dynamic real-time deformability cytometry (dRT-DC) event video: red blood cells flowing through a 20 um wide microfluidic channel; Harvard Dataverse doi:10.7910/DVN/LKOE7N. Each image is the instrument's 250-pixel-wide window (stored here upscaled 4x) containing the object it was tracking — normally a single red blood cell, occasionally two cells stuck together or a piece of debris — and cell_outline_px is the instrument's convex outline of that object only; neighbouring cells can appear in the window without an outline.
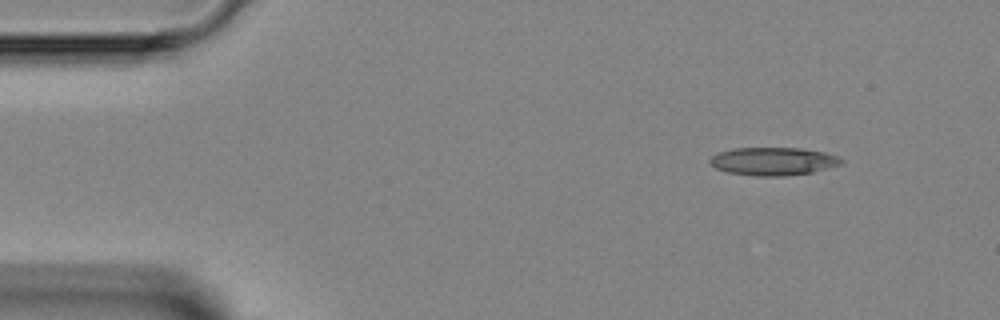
{"species": "Egyptian fruit bat (a non-hibernating species)", "species_latin": "Rousettus aegyptiacus", "temperature_condition": "room temperature", "stored_images_in_passage": 3, "camera_frame_rate_fps": 3000, "um_per_image_px": 0.085, "animal": {"sex": "female"}, "frame": {"image": 1, "passage_image": 1, "time_ms": 0.0, "image_size_px": [1000, 320], "cell_outline_px": [[844, 160], [840, 164], [812, 172], [780, 176], [756, 176], [728, 172], [716, 168], [708, 160], [712, 156], [720, 152], [732, 148], [800, 148], [824, 152], [836, 156]], "centroid_in_image_um": [65.7, 13.7], "position_along_channel_um": 19.3, "area_um2": 21.15}}